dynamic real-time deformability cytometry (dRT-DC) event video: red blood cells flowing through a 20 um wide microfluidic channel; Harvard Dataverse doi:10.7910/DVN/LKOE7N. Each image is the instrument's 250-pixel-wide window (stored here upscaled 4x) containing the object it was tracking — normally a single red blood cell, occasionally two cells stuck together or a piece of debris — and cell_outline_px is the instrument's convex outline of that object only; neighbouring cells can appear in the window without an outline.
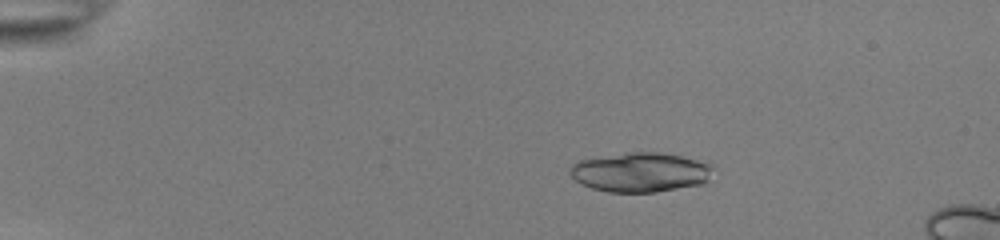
{"species": "common noctule bat (a hibernating species)", "species_latin": "Nyctalus noctula", "temperature_condition": "room temperature", "stored_images_in_passage": 52, "camera_frame_rate_fps": 3000, "um_per_image_px": 0.085, "animal": {"sex": "female", "body_mass_g": 22.0, "forearm_length_mm": 56.7}, "frame": {"image": 1, "passage_image": 11, "time_ms": 3.333, "image_size_px": [1000, 240], "cell_outline_px": [[712, 168], [708, 180], [700, 184], [656, 192], [608, 192], [592, 188], [580, 184], [568, 172], [568, 168], [572, 164], [580, 160], [628, 152], [660, 152], [680, 156], [712, 164]], "centroid_in_image_um": [54.39, 14.64], "position_along_channel_um": 30.6, "area_um2": 32.77}}